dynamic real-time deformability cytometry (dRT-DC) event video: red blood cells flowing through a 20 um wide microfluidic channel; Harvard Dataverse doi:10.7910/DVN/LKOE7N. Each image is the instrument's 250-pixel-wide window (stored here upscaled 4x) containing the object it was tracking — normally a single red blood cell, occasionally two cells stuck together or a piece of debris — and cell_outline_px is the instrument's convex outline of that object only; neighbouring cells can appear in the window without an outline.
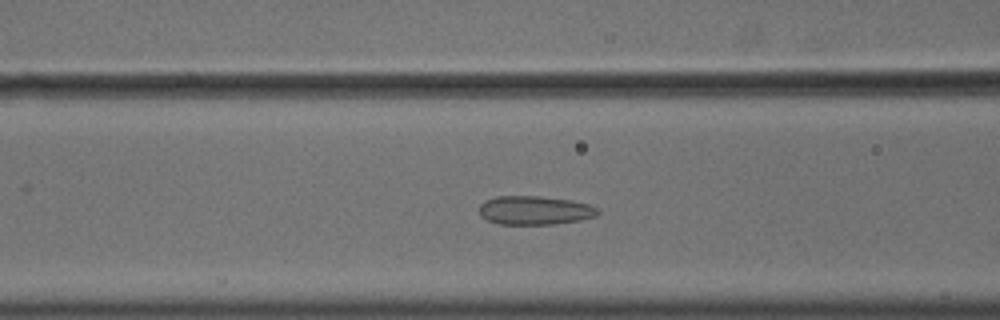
{"species": "common noctule bat (a hibernating species)", "species_latin": "Nyctalus noctula", "temperature_condition": "cold", "stored_images_in_passage": 55, "camera_frame_rate_fps": 3000, "um_per_image_px": 0.085, "animal": {"sex": "male", "body_mass_g": 18.8}, "frame": {"image": 1, "passage_image": 22, "time_ms": 7.0, "image_size_px": [1000, 320], "cell_outline_px": [[600, 212], [596, 216], [580, 220], [556, 224], [496, 224], [480, 216], [480, 204], [484, 200], [496, 196], [540, 196], [572, 200], [588, 204], [600, 208]], "centroid_in_image_um": [45.47, 17.87], "position_along_channel_um": 121.1, "area_um2": 20.11}}
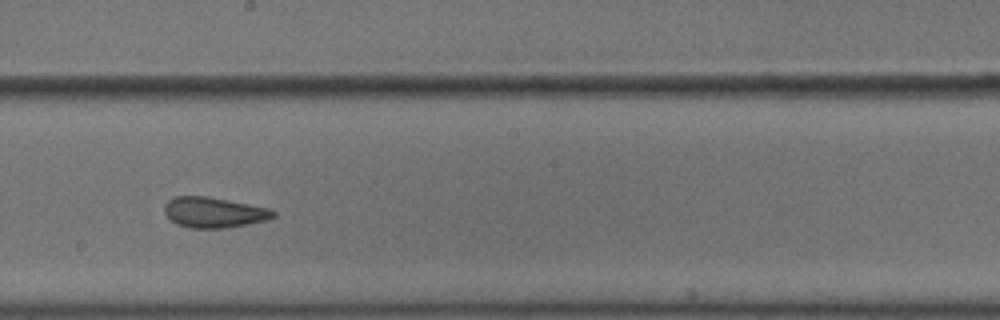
{"frame": {"image": 2, "passage_image": 31, "time_ms": 10.0, "image_size_px": [1000, 320], "cell_outline_px": [[276, 216], [268, 220], [248, 224], [224, 228], [188, 228], [176, 224], [164, 212], [164, 204], [168, 200], [176, 196], [204, 196], [268, 208], [276, 212]], "centroid_in_image_um": [18.16, 18.07], "position_along_channel_um": 230.0, "area_um2": 19.19}}
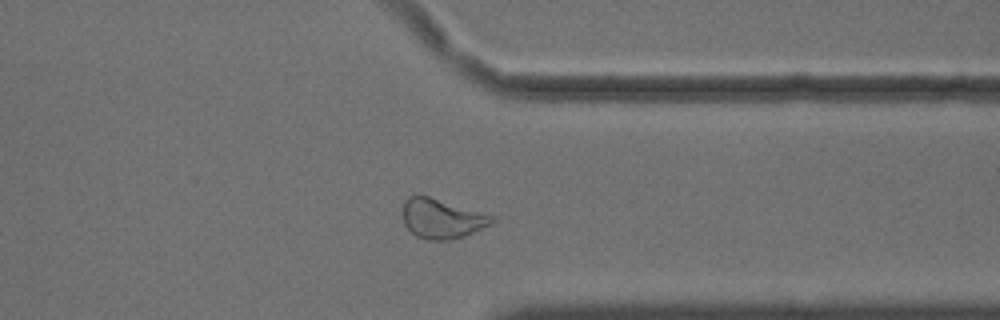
{"frame": {"image": 3, "passage_image": 43, "time_ms": 14.0, "image_size_px": [1000, 320], "cell_outline_px": [[496, 220], [492, 224], [464, 236], [452, 240], [428, 240], [416, 236], [404, 224], [404, 200], [408, 196], [416, 192], [420, 192], [492, 216]], "centroid_in_image_um": [37.52, 18.55], "position_along_channel_um": 373.9, "area_um2": 20.87}, "authors_computed_cell_mechanics": {"area_um2": 21.2126, "velocity_mm_per_s": 3.6253, "shape_relaxation_time_tau1_ms": null, "shape_relaxation_time_tau2_ms": 1.6475, "deformation_change_tau1": null, "deformation_change_tau2": 0.0779}}